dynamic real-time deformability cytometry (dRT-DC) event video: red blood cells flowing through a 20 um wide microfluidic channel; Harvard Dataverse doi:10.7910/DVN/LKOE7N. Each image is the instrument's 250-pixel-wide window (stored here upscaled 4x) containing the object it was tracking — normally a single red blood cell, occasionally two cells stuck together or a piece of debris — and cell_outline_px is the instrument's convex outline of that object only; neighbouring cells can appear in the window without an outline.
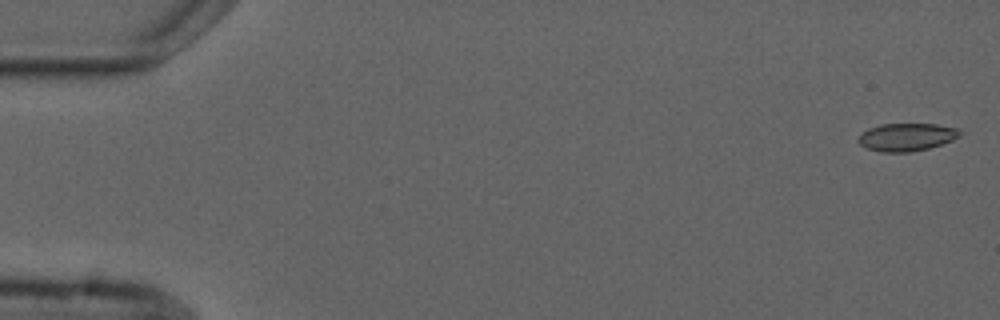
{"species": "common noctule bat (a hibernating species)", "species_latin": "Nyctalus noctula", "temperature_condition": "cold", "stored_images_in_passage": 14, "camera_frame_rate_fps": 3000, "um_per_image_px": 0.085, "animal": {"sex": "male", "forearm_length_mm": 52.5}, "frame": {"image": 1, "passage_image": 1, "time_ms": 0.0, "image_size_px": [1000, 320], "cell_outline_px": [[968, 132], [952, 140], [928, 148], [908, 152], [880, 152], [868, 148], [860, 144], [856, 140], [860, 132], [868, 128], [880, 124], [936, 124], [956, 128]], "centroid_in_image_um": [77.06, 11.64], "position_along_channel_um": 7.9, "area_um2": 16.65}}
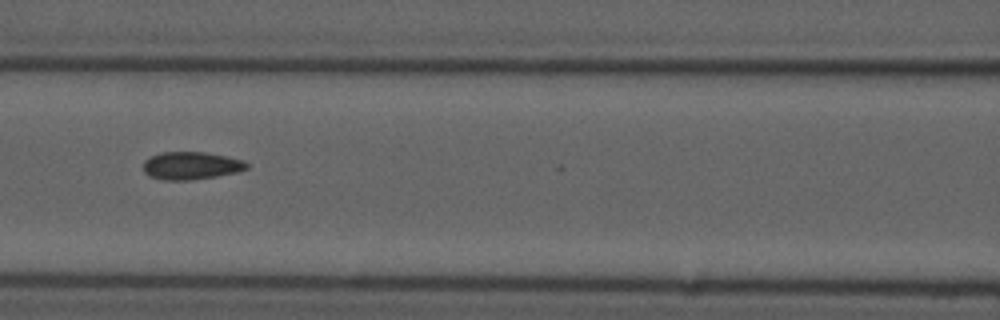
{"frame": {"image": 2, "passage_image": 6, "time_ms": 7.667, "image_size_px": [1000, 320], "cell_outline_px": [[248, 168], [236, 172], [216, 176], [188, 180], [164, 180], [148, 176], [144, 172], [144, 160], [160, 152], [204, 152], [228, 156], [244, 160], [248, 164]], "centroid_in_image_um": [16.24, 14.07], "position_along_channel_um": 150.4, "area_um2": 16.7}}
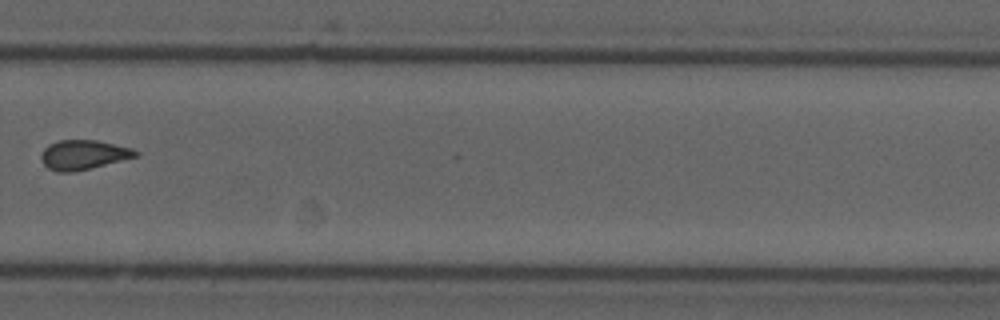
{"frame": {"image": 3, "passage_image": 10, "time_ms": 12.333, "image_size_px": [1000, 320], "cell_outline_px": [[140, 152], [136, 156], [76, 172], [56, 172], [48, 168], [40, 160], [40, 152], [48, 144], [60, 140], [96, 140], [132, 148]], "centroid_in_image_um": [7.03, 13.16], "position_along_channel_um": 322.8, "area_um2": 16.3}, "authors_computed_cell_mechanics": {"area_um2": 16.4152, "velocity_mm_per_s": 3.7197, "shape_relaxation_time_tau1_ms": null, "shape_relaxation_time_tau2_ms": 3.5169, "deformation_change_tau1": null, "deformation_change_tau2": 0.0639}}